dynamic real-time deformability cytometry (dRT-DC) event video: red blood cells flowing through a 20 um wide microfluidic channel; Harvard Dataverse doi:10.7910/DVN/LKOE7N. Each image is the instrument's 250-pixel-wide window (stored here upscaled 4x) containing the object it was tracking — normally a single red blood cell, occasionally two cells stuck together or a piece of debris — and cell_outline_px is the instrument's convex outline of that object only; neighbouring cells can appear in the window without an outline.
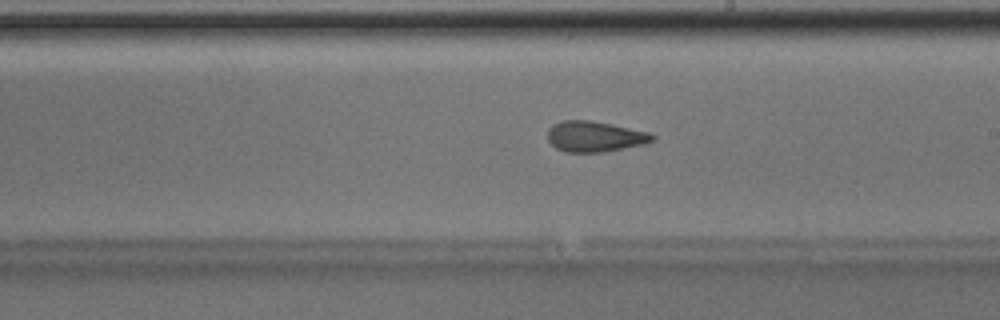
{"species": "Egyptian fruit bat (a non-hibernating species)", "species_latin": "Rousettus aegyptiacus", "temperature_condition": "room temperature", "stored_images_in_passage": 49, "camera_frame_rate_fps": 3000, "um_per_image_px": 0.085, "animal": {"sex": "male"}, "frame": {"image": 1, "passage_image": 28, "time_ms": 9.0, "image_size_px": [1000, 320], "cell_outline_px": [[656, 136], [652, 140], [644, 144], [600, 152], [564, 152], [556, 148], [548, 140], [548, 128], [552, 124], [560, 120], [592, 120], [612, 124], [648, 132]], "centroid_in_image_um": [50.51, 11.59], "position_along_channel_um": 238.5, "area_um2": 18.67}, "authors_computed_cell_mechanics": {"area_um2": 19.1896, "velocity_mm_per_s": 4.0343, "shape_relaxation_time_tau1_ms": null, "shape_relaxation_time_tau2_ms": 1.9347, "deformation_change_tau1": null, "deformation_change_tau2": 0.0984}}